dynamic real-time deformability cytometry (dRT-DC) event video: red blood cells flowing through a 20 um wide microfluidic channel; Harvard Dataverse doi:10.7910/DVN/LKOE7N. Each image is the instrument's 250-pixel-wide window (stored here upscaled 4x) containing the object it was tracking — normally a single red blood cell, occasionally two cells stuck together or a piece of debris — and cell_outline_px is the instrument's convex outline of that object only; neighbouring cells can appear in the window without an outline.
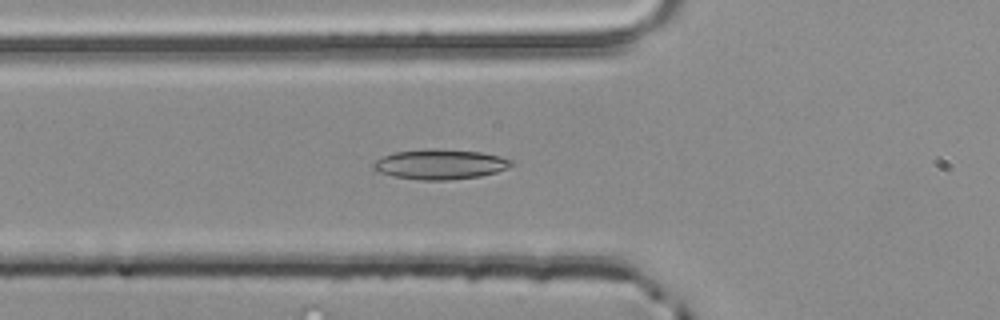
{"species": "common noctule bat (a hibernating species)", "species_latin": "Nyctalus noctula", "temperature_condition": "room temperature", "stored_images_in_passage": 53, "camera_frame_rate_fps": 3000, "um_per_image_px": 0.085, "animal": {"sex": "male", "body_mass_g": 20.4}, "frame": {"image": 1, "passage_image": 19, "time_ms": 6.0, "image_size_px": [1000, 320], "cell_outline_px": [[512, 164], [508, 168], [496, 172], [480, 176], [448, 180], [420, 180], [392, 176], [380, 172], [372, 168], [372, 164], [376, 160], [384, 156], [396, 152], [480, 152], [500, 156], [512, 160]], "centroid_in_image_um": [37.43, 14.03], "position_along_channel_um": 88.4, "area_um2": 22.77}}
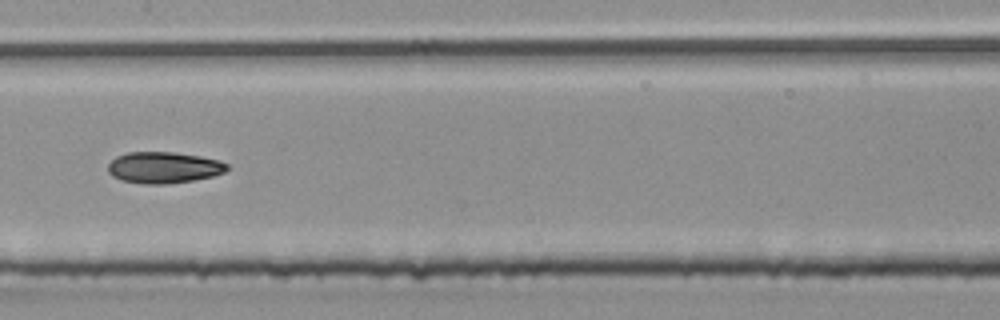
{"frame": {"image": 2, "passage_image": 27, "time_ms": 8.667, "image_size_px": [1000, 320], "cell_outline_px": [[228, 168], [224, 172], [212, 176], [192, 180], [164, 184], [144, 184], [120, 180], [112, 176], [108, 172], [108, 164], [116, 156], [128, 152], [172, 152], [200, 156], [220, 160], [228, 164]], "centroid_in_image_um": [13.89, 14.23], "position_along_channel_um": 193.5, "area_um2": 21.73}}
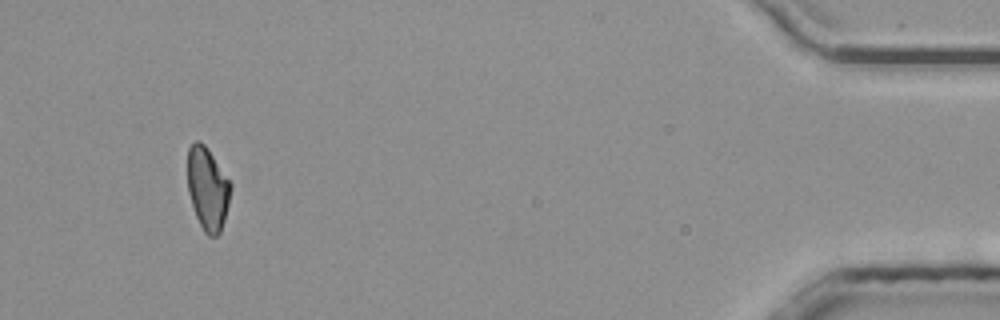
{"frame": {"image": 3, "passage_image": 50, "time_ms": 16.333, "image_size_px": [1000, 320], "cell_outline_px": [[232, 188], [224, 220], [220, 232], [216, 236], [208, 236], [204, 232], [196, 216], [188, 192], [188, 148], [196, 140], [204, 144], [232, 184]], "centroid_in_image_um": [17.65, 16.05], "position_along_channel_um": 417.6, "area_um2": 20.52}, "authors_computed_cell_mechanics": {"area_um2": 21.5016, "velocity_mm_per_s": 3.9116, "shape_relaxation_time_tau1_ms": null, "shape_relaxation_time_tau2_ms": 4.1353, "deformation_change_tau1": null, "deformation_change_tau2": 0.0914}}